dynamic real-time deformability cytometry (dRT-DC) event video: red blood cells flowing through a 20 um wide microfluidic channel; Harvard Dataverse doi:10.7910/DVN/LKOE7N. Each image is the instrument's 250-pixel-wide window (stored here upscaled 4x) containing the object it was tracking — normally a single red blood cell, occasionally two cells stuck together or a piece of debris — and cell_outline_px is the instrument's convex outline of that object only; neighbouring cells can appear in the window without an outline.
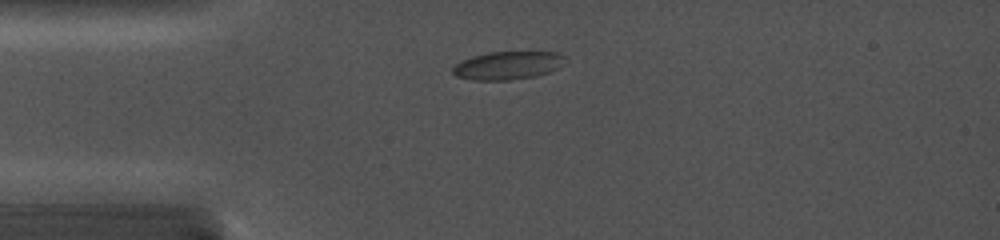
{"species": "common noctule bat (a hibernating species)", "species_latin": "Nyctalus noctula", "temperature_condition": "cold", "stored_images_in_passage": 20, "camera_frame_rate_fps": 5000, "um_per_image_px": 0.085, "animal": {"sex": "female", "body_mass_g": 19.0, "forearm_length_mm": 56.7}, "frame": {"image": 1, "passage_image": 2, "time_ms": 0.4, "image_size_px": [1000, 240], "cell_outline_px": [[564, 56], [556, 68], [548, 72], [536, 76], [508, 80], [472, 80], [456, 76], [452, 72], [452, 68], [456, 64], [472, 56], [488, 52], [556, 52]], "centroid_in_image_um": [43.08, 5.57], "position_along_channel_um": 41.9, "area_um2": 18.03}}
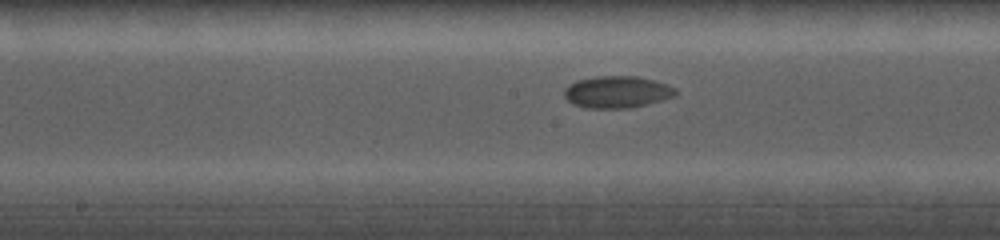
{"frame": {"image": 2, "passage_image": 13, "time_ms": 5.2, "image_size_px": [1000, 240], "cell_outline_px": [[676, 96], [632, 108], [584, 108], [572, 104], [564, 96], [564, 88], [568, 84], [576, 80], [596, 76], [636, 76], [652, 80], [676, 88]], "centroid_in_image_um": [52.4, 7.82], "position_along_channel_um": 195.8, "area_um2": 20.81}}
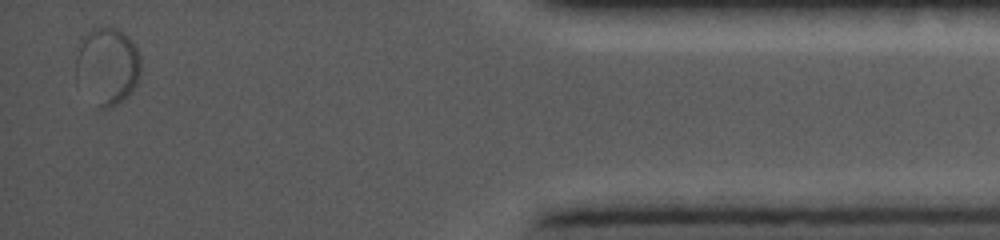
{"frame": {"image": 3, "passage_image": 20, "time_ms": 12.8, "image_size_px": [1000, 240], "cell_outline_px": [[140, 76], [132, 92], [128, 96], [112, 108], [100, 108], [76, 72], [76, 56], [84, 36], [92, 28], [116, 28], [128, 36], [136, 48], [140, 56]], "centroid_in_image_um": [9.19, 5.58], "position_along_channel_um": 426.0, "area_um2": 28.26}}